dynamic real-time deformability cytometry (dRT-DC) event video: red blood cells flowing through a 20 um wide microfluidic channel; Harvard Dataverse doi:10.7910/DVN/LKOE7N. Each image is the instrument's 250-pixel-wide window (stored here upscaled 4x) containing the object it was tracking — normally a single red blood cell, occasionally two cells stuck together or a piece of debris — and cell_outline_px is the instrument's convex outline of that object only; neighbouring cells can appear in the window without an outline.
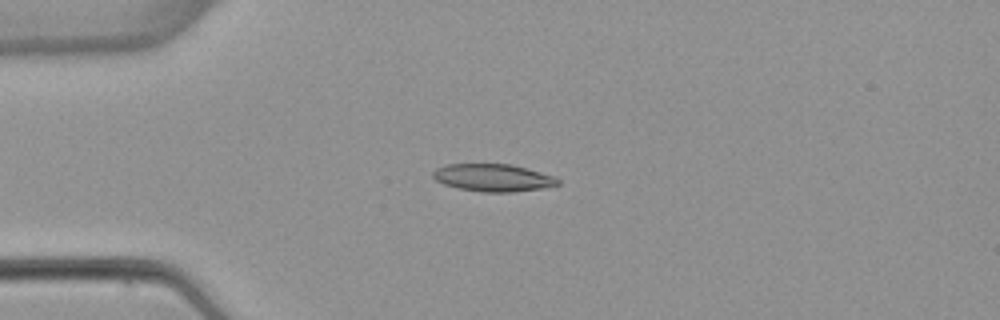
{"species": "common noctule bat (a hibernating species)", "species_latin": "Nyctalus noctula", "temperature_condition": "warm", "stored_images_in_passage": 6, "camera_frame_rate_fps": 3000, "um_per_image_px": 0.085, "animal": {"sex": "female", "body_mass_g": 22.7, "forearm_length_mm": 54.2}, "frame": {"image": 1, "passage_image": 4, "time_ms": 3.667, "image_size_px": [1000, 320], "cell_outline_px": [[560, 184], [544, 188], [512, 192], [484, 192], [456, 188], [444, 184], [436, 180], [432, 176], [432, 172], [436, 168], [448, 164], [512, 164], [556, 176], [560, 180]], "centroid_in_image_um": [41.93, 15.1], "position_along_channel_um": 43.1, "area_um2": 20.17}}
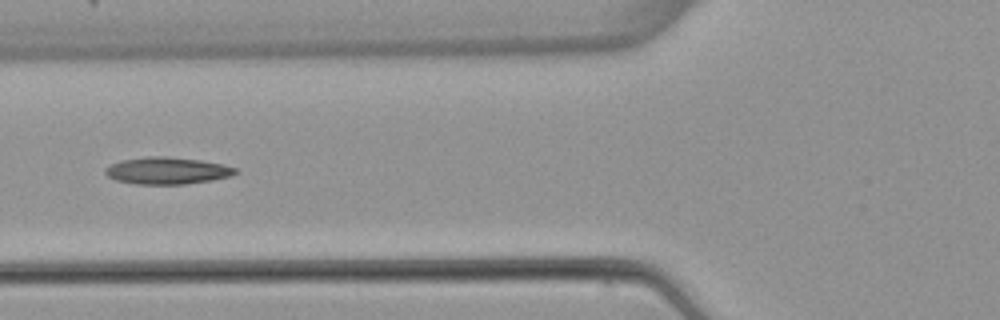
{"frame": {"image": 2, "passage_image": 6, "time_ms": 6.0, "image_size_px": [1000, 320], "cell_outline_px": [[240, 172], [232, 176], [212, 180], [184, 184], [136, 184], [116, 180], [108, 176], [104, 172], [104, 168], [108, 164], [120, 160], [144, 156], [168, 156], [200, 160], [220, 164], [236, 168]], "centroid_in_image_um": [14.17, 14.5], "position_along_channel_um": 111.6, "area_um2": 20.69}}